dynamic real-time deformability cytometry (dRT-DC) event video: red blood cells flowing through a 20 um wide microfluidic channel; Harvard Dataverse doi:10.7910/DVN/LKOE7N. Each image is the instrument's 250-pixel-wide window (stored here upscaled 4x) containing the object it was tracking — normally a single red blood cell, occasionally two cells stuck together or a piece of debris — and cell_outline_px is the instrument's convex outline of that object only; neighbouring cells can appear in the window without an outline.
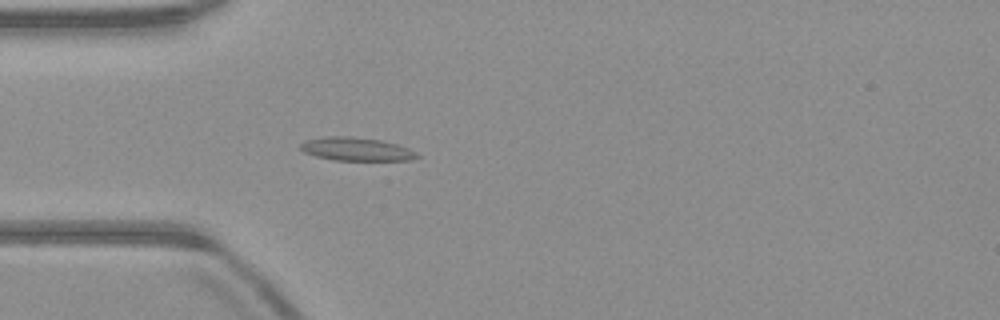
{"species": "common noctule bat (a hibernating species)", "species_latin": "Nyctalus noctula", "temperature_condition": "warm", "stored_images_in_passage": 51, "camera_frame_rate_fps": 3000, "um_per_image_px": 0.085, "animal": {"sex": "male", "body_mass_g": 23.1, "forearm_length_mm": 52.7}, "frame": {"image": 1, "passage_image": 15, "time_ms": 4.667, "image_size_px": [1000, 320], "cell_outline_px": [[420, 156], [412, 160], [336, 160], [316, 156], [304, 152], [300, 148], [300, 144], [304, 140], [328, 136], [352, 136], [380, 140], [396, 144], [408, 148], [416, 152]], "centroid_in_image_um": [30.28, 12.67], "position_along_channel_um": 54.7, "area_um2": 15.78}}
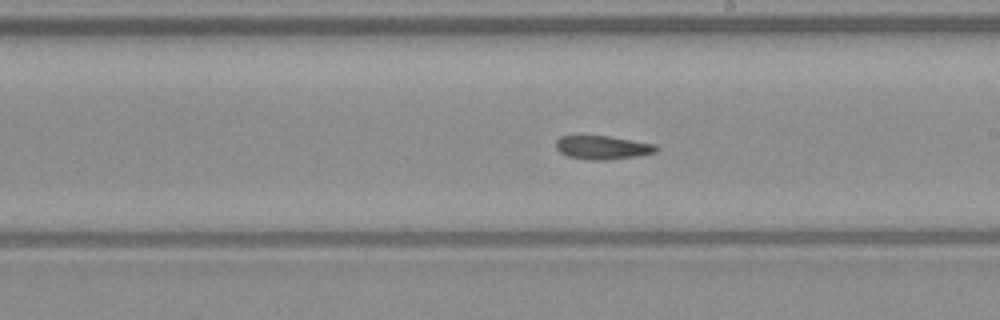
{"frame": {"image": 2, "passage_image": 29, "time_ms": 9.333, "image_size_px": [1000, 320], "cell_outline_px": [[660, 148], [656, 152], [640, 156], [608, 160], [592, 160], [568, 156], [560, 152], [556, 148], [556, 140], [560, 136], [608, 136], [656, 144]], "centroid_in_image_um": [51.27, 12.54], "position_along_channel_um": 237.7, "area_um2": 13.87}}
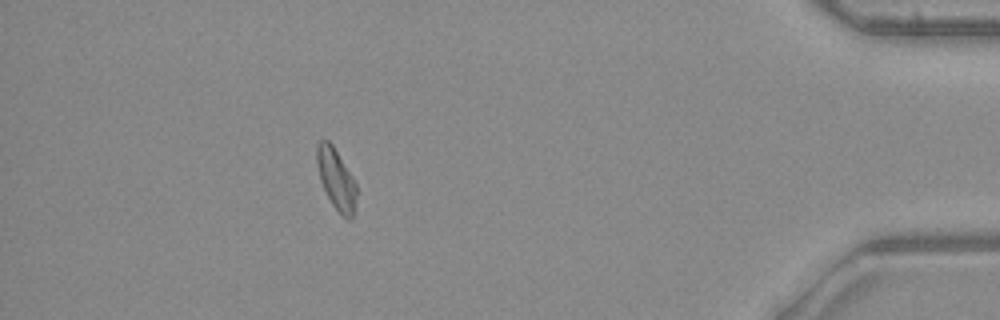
{"frame": {"image": 3, "passage_image": 46, "time_ms": 15.0, "image_size_px": [1000, 320], "cell_outline_px": [[356, 196], [352, 216], [348, 220], [332, 204], [320, 180], [316, 164], [316, 144], [320, 140], [328, 140], [332, 144], [352, 176], [356, 184]], "centroid_in_image_um": [28.54, 15.16], "position_along_channel_um": 406.7, "area_um2": 13.76}, "authors_computed_cell_mechanics": {"area_um2": 14.3344, "velocity_mm_per_s": 4.0153, "shape_relaxation_time_tau1_ms": 7.9958, "shape_relaxation_time_tau2_ms": 2.5877, "deformation_change_tau1": 0.1755, "deformation_change_tau2": 0.0891}}